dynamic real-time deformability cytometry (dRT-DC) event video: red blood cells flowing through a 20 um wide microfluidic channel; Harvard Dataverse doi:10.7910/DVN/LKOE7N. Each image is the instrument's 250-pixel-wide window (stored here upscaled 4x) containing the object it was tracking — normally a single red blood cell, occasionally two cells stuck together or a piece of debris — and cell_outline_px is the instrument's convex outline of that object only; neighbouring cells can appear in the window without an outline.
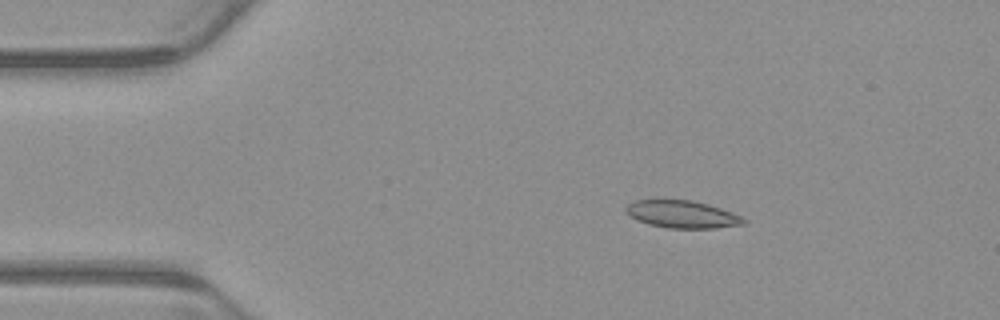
{"species": "common noctule bat (a hibernating species)", "species_latin": "Nyctalus noctula", "temperature_condition": "warm", "stored_images_in_passage": 3, "camera_frame_rate_fps": 3000, "um_per_image_px": 0.085, "animal": {"sex": "male", "body_mass_g": 23.1, "forearm_length_mm": 52.7}, "frame": {"image": 1, "passage_image": 1, "time_ms": 0.0, "image_size_px": [1000, 320], "cell_outline_px": [[748, 224], [716, 228], [668, 228], [648, 224], [636, 220], [624, 212], [624, 208], [632, 200], [692, 200], [708, 204], [732, 212], [748, 220]], "centroid_in_image_um": [57.98, 18.22], "position_along_channel_um": 27.0, "area_um2": 19.07}}
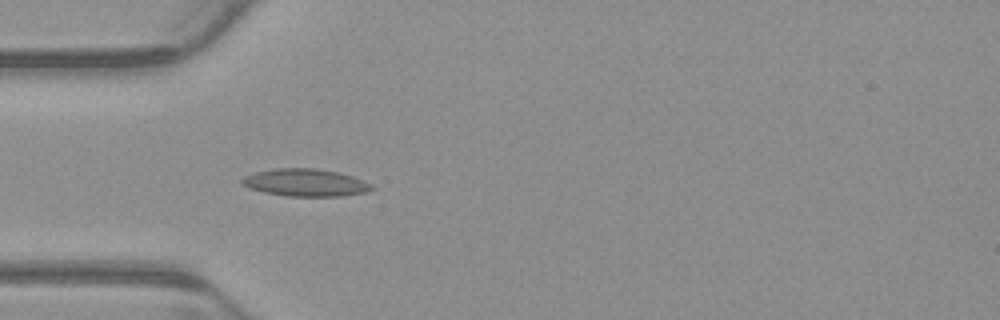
{"frame": {"image": 2, "passage_image": 3, "time_ms": 0.667, "image_size_px": [1000, 320], "cell_outline_px": [[376, 188], [364, 192], [344, 196], [288, 196], [264, 192], [248, 188], [240, 184], [240, 180], [244, 176], [256, 172], [276, 168], [316, 168], [336, 172], [352, 176], [372, 184]], "centroid_in_image_um": [25.94, 15.52], "position_along_channel_um": 59.1, "area_um2": 20.75}}